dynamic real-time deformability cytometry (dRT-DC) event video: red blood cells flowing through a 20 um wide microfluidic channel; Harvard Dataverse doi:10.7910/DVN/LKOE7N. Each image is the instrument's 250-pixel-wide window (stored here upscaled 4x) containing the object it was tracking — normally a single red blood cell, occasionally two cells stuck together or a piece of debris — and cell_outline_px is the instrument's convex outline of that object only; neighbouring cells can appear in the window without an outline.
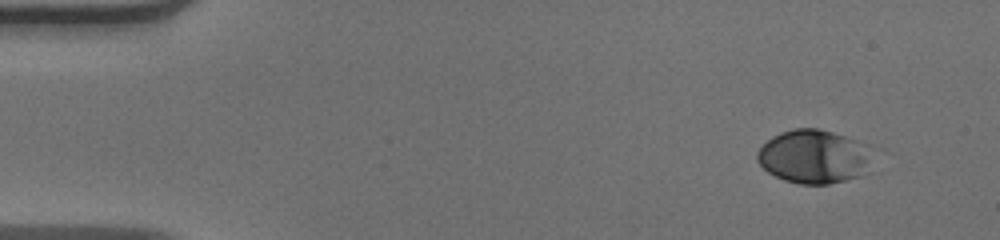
{"species": "human", "species_latin": "Homo sapiens", "temperature_condition": "warm", "stored_images_in_passage": 17, "segment_of_instrument_passage": [2, 2], "camera_frame_rate_fps": 3000, "um_per_image_px": 0.085, "donor": {"sex": "male"}, "frame": {"image": 1, "passage_image": 17, "time_ms": 5.333, "image_size_px": [1000, 240], "cell_outline_px": [[872, 172], [864, 176], [828, 184], [800, 184], [784, 180], [768, 172], [756, 160], [756, 152], [772, 136], [780, 132], [792, 128], [820, 128], [868, 144], [872, 148]], "centroid_in_image_um": [69.26, 13.32], "position_along_channel_um": 15.7, "area_um2": 36.93}}